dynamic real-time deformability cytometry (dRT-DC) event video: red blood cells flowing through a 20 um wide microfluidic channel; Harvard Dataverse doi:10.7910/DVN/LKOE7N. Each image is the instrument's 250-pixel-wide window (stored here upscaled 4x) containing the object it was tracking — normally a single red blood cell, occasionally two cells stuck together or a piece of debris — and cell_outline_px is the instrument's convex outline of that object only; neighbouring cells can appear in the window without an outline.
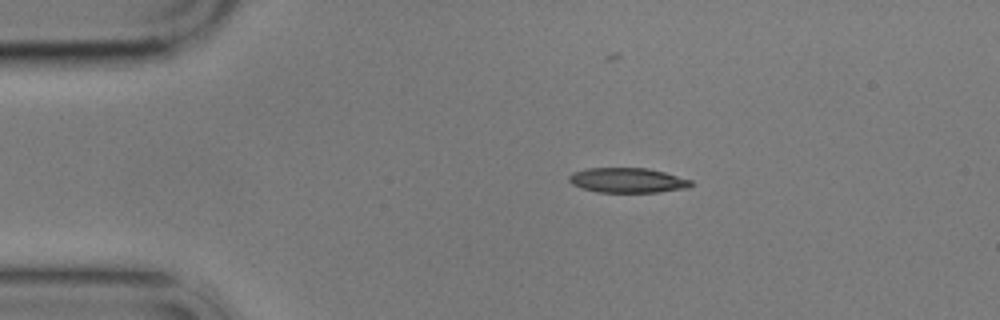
{"species": "common noctule bat (a hibernating species)", "species_latin": "Nyctalus noctula", "temperature_condition": "cold", "stored_images_in_passage": 6, "camera_frame_rate_fps": 3000, "um_per_image_px": 0.085, "animal": {"sex": "male", "body_mass_g": 17.9}, "frame": {"image": 1, "passage_image": 1, "time_ms": 0.0, "image_size_px": [1000, 320], "cell_outline_px": [[692, 184], [688, 188], [660, 192], [596, 192], [572, 184], [568, 180], [568, 176], [572, 172], [588, 168], [648, 168], [664, 172], [692, 180]], "centroid_in_image_um": [53.34, 15.32], "position_along_channel_um": 31.7, "area_um2": 17.69}}
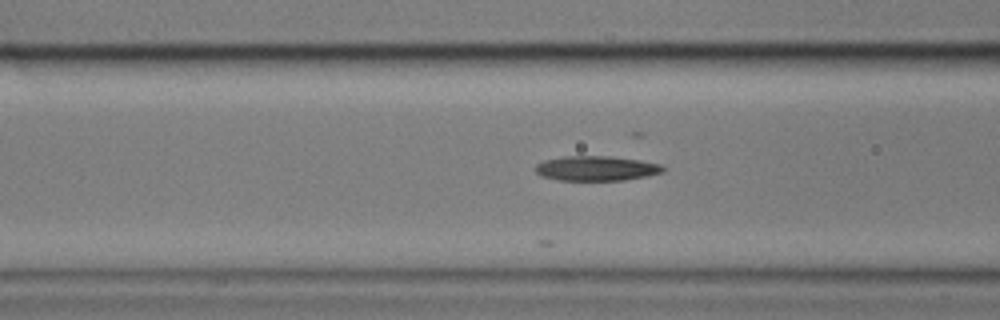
{"frame": {"image": 2, "passage_image": 4, "time_ms": 3.667, "image_size_px": [1000, 320], "cell_outline_px": [[664, 172], [648, 176], [624, 180], [560, 180], [540, 176], [536, 172], [536, 164], [544, 160], [564, 156], [612, 156], [640, 160], [660, 164], [664, 168]], "centroid_in_image_um": [50.69, 14.31], "position_along_channel_um": 115.9, "area_um2": 18.5}}